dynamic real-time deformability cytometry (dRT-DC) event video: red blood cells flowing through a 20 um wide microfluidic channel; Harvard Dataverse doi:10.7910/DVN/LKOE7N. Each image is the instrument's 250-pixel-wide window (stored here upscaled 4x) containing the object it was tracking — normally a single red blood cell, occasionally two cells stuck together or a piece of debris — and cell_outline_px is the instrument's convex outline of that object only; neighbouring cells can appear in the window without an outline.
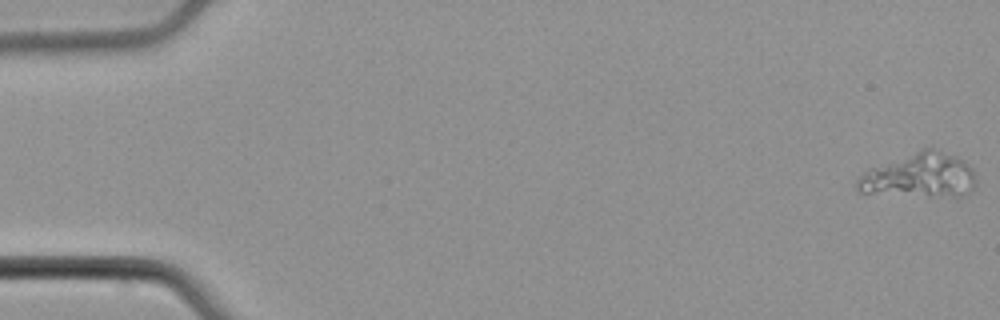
{"species": "common noctule bat (a hibernating species)", "species_latin": "Nyctalus noctula", "temperature_condition": "cold", "stored_images_in_passage": 54, "camera_frame_rate_fps": 3000, "um_per_image_px": 0.085, "animal": {"sex": "male", "body_mass_g": 21.5, "forearm_length_mm": 52.0}, "frame": {"image": 1, "passage_image": 1, "time_ms": 0.0, "image_size_px": [1000, 320], "cell_outline_px": [[976, 184], [964, 196], [956, 200], [860, 192], [856, 188], [856, 180], [868, 168], [924, 148], [932, 148], [956, 156], [964, 160], [972, 168], [976, 176]], "centroid_in_image_um": [78.22, 14.98], "position_along_channel_um": 6.8, "area_um2": 31.85}}
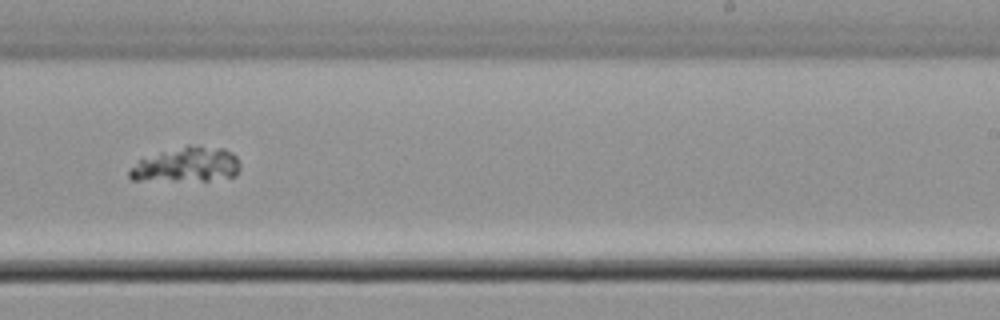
{"frame": {"image": 2, "passage_image": 35, "time_ms": 11.333, "image_size_px": [1000, 320], "cell_outline_px": [[240, 168], [236, 176], [208, 180], [132, 180], [128, 176], [128, 172], [140, 160], [160, 152], [188, 144], [200, 144], [224, 148], [232, 152], [236, 156], [240, 164]], "centroid_in_image_um": [15.93, 13.97], "position_along_channel_um": 273.1, "area_um2": 22.54}}
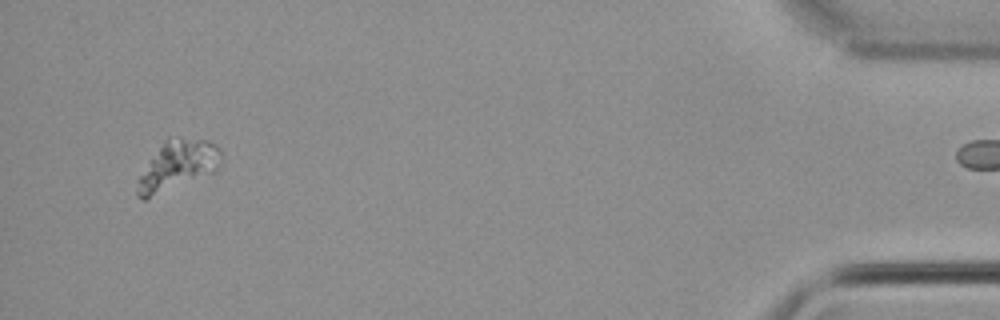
{"frame": {"image": 3, "passage_image": 53, "time_ms": 17.333, "image_size_px": [1000, 320], "cell_outline_px": [[220, 156], [216, 168], [212, 172], [144, 200], [140, 200], [136, 196], [136, 180], [148, 160], [168, 136], [180, 136], [208, 140], [216, 144], [220, 148]], "centroid_in_image_um": [15.01, 14.03], "position_along_channel_um": 420.2, "area_um2": 24.22}}